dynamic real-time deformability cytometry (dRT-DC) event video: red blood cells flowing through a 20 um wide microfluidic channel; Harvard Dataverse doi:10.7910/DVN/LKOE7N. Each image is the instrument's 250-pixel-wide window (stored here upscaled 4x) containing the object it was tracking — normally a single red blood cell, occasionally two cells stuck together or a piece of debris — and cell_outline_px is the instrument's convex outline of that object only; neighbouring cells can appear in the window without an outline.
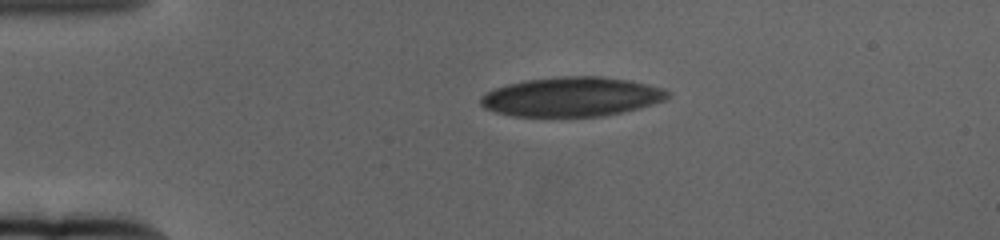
{"species": "human", "species_latin": "Homo sapiens", "temperature_condition": "cold", "stored_images_in_passage": 50, "camera_frame_rate_fps": 3000, "um_per_image_px": 0.085, "donor": {"sex": "female"}, "frame": {"image": 1, "passage_image": 1, "time_ms": 0.0, "image_size_px": [1000, 240], "cell_outline_px": [[668, 96], [664, 100], [640, 108], [600, 116], [512, 116], [496, 112], [484, 108], [480, 104], [480, 96], [496, 88], [508, 84], [528, 80], [560, 76], [600, 76], [628, 80], [664, 88], [668, 92]], "centroid_in_image_um": [48.57, 8.22], "position_along_channel_um": 36.4, "area_um2": 42.6}}
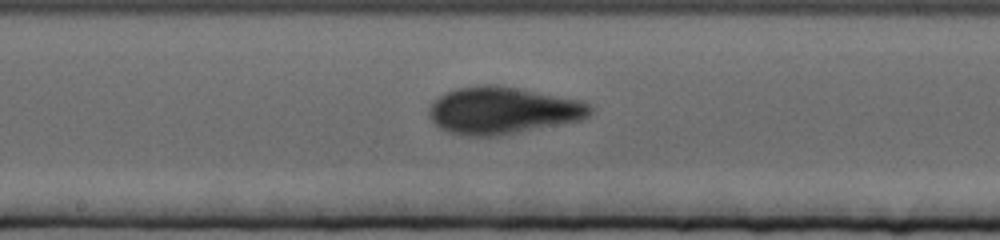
{"frame": {"image": 2, "passage_image": 21, "time_ms": 6.667, "image_size_px": [1000, 240], "cell_outline_px": [[592, 112], [584, 120], [496, 136], [464, 136], [440, 128], [428, 116], [428, 108], [444, 92], [456, 88], [480, 84], [496, 84], [584, 100], [592, 104]], "centroid_in_image_um": [42.77, 9.37], "position_along_channel_um": 205.4, "area_um2": 44.62}}
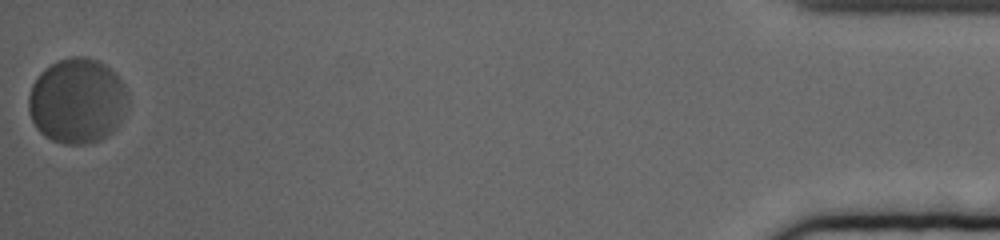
{"frame": {"image": 3, "passage_image": 50, "time_ms": 16.333, "image_size_px": [1000, 240], "cell_outline_px": [[128, 108], [116, 128], [108, 136], [100, 140], [88, 144], [64, 144], [52, 140], [44, 136], [36, 128], [32, 120], [28, 108], [28, 96], [32, 84], [40, 72], [44, 68], [60, 60], [72, 56], [84, 56], [96, 60], [104, 64], [124, 84], [128, 92]], "centroid_in_image_um": [6.56, 8.59], "position_along_channel_um": 428.6, "area_um2": 49.65}, "authors_computed_cell_mechanics": {"area_um2": 43.7835, "velocity_mm_per_s": 3.2025, "shape_relaxation_time_tau1_ms": 3.9284, "shape_relaxation_time_tau2_ms": 0.9326, "deformation_change_tau1": 0.1423, "deformation_change_tau2": 0.0584}}